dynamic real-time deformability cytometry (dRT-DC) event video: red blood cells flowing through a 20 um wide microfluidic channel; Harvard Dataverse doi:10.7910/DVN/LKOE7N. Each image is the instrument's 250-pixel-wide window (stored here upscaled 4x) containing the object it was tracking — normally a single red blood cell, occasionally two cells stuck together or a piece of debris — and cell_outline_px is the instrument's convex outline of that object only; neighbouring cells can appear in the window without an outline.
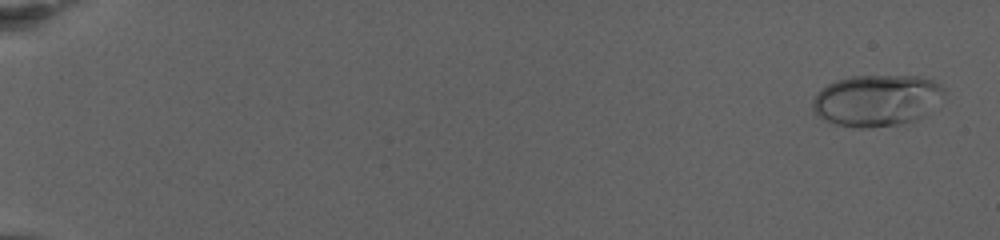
{"species": "human", "species_latin": "Homo sapiens", "temperature_condition": "warm", "stored_images_in_passage": 75, "camera_frame_rate_fps": 3000, "um_per_image_px": 0.085, "donor": {"sex": "female"}, "frame": {"image": 1, "passage_image": 3, "time_ms": 0.667, "image_size_px": [1000, 240], "cell_outline_px": [[944, 96], [920, 116], [912, 120], [896, 124], [868, 128], [856, 128], [836, 124], [816, 116], [812, 112], [812, 100], [820, 88], [836, 80], [852, 76], [916, 76], [932, 80], [940, 84], [944, 88]], "centroid_in_image_um": [74.44, 8.52], "position_along_channel_um": 10.6, "area_um2": 39.19}}
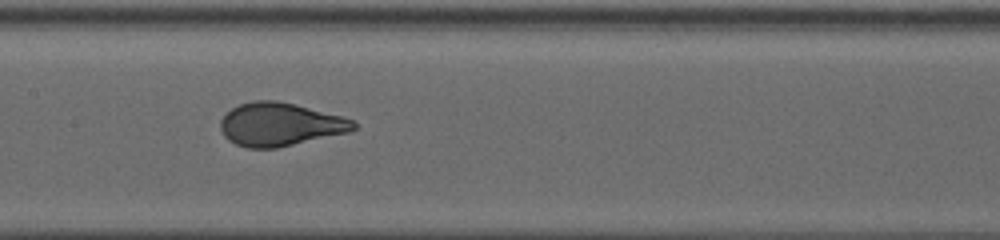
{"frame": {"image": 2, "passage_image": 41, "time_ms": 13.333, "image_size_px": [1000, 240], "cell_outline_px": [[356, 128], [348, 132], [276, 148], [248, 148], [236, 144], [228, 140], [224, 136], [220, 128], [220, 120], [232, 108], [240, 104], [256, 100], [276, 100], [296, 104], [344, 116], [356, 120]], "centroid_in_image_um": [23.82, 10.56], "position_along_channel_um": 183.6, "area_um2": 33.58}}
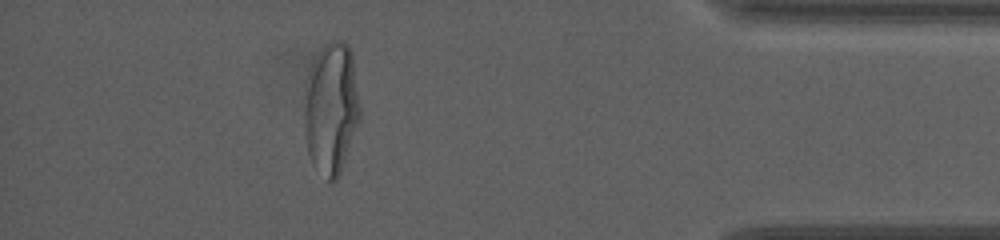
{"frame": {"image": 3, "passage_image": 68, "time_ms": 22.333, "image_size_px": [1000, 240], "cell_outline_px": [[360, 120], [340, 172], [336, 180], [332, 184], [312, 164], [308, 152], [304, 132], [304, 116], [308, 72], [324, 44], [328, 40], [344, 40], [348, 44], [352, 52], [360, 108]], "centroid_in_image_um": [28.16, 9.2], "position_along_channel_um": 407.0, "area_um2": 42.77}, "authors_computed_cell_mechanics": {"area_um2": 34.1598, "velocity_mm_per_s": 2.8728, "shape_relaxation_time_tau1_ms": 5.2582, "shape_relaxation_time_tau2_ms": null, "deformation_change_tau1": 0.208, "deformation_change_tau2": null}}